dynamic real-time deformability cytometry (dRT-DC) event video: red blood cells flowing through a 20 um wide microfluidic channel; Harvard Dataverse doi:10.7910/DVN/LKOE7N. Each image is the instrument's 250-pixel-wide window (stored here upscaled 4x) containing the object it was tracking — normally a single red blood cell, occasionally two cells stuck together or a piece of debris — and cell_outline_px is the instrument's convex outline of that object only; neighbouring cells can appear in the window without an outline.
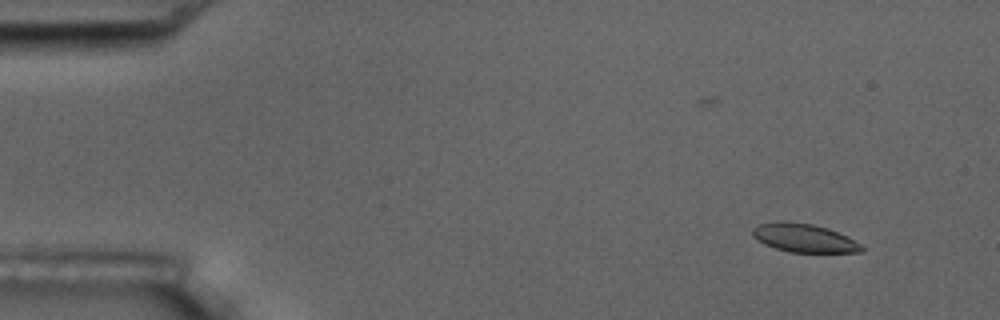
{"species": "common noctule bat (a hibernating species)", "species_latin": "Nyctalus noctula", "temperature_condition": "room temperature", "stored_images_in_passage": 15, "camera_frame_rate_fps": 3000, "um_per_image_px": 0.085, "animal": {"sex": "male", "body_mass_g": 17.5, "forearm_length_mm": 52.3}, "frame": {"image": 1, "passage_image": 1, "time_ms": 0.0, "image_size_px": [1000, 320], "cell_outline_px": [[864, 248], [860, 252], [788, 252], [764, 244], [752, 236], [752, 228], [756, 224], [776, 220], [784, 220], [812, 224], [828, 228], [860, 244]], "centroid_in_image_um": [68.24, 20.2], "position_along_channel_um": 16.8, "area_um2": 18.09}}
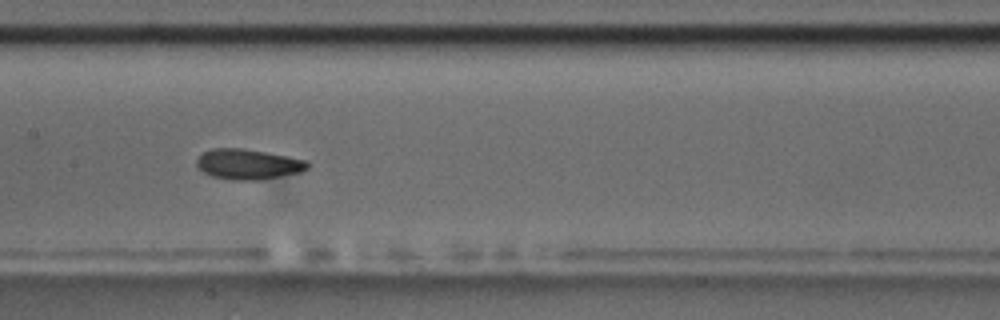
{"frame": {"image": 2, "passage_image": 7, "time_ms": 7.667, "image_size_px": [1000, 320], "cell_outline_px": [[312, 164], [308, 168], [300, 172], [260, 180], [232, 180], [212, 176], [204, 172], [196, 164], [196, 160], [204, 152], [212, 148], [244, 148], [308, 160]], "centroid_in_image_um": [21.12, 13.95], "position_along_channel_um": 186.3, "area_um2": 19.59}}
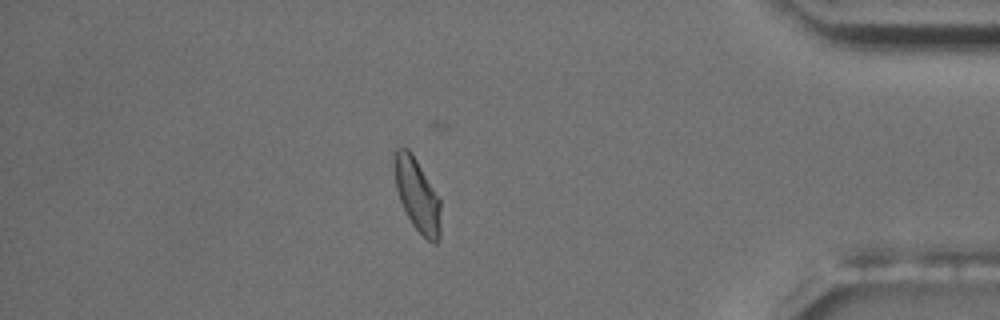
{"frame": {"image": 3, "passage_image": 13, "time_ms": 14.667, "image_size_px": [1000, 320], "cell_outline_px": [[440, 240], [436, 244], [432, 244], [412, 224], [400, 200], [396, 188], [392, 164], [392, 152], [396, 148], [408, 148], [412, 152], [440, 200]], "centroid_in_image_um": [35.43, 16.53], "position_along_channel_um": 399.8, "area_um2": 19.83}, "authors_computed_cell_mechanics": {"area_um2": 19.5364, "velocity_mm_per_s": 3.5718, "shape_relaxation_time_tau1_ms": 1.3978, "shape_relaxation_time_tau2_ms": 2.813, "deformation_change_tau1": 0.0871, "deformation_change_tau2": 0.0708}}